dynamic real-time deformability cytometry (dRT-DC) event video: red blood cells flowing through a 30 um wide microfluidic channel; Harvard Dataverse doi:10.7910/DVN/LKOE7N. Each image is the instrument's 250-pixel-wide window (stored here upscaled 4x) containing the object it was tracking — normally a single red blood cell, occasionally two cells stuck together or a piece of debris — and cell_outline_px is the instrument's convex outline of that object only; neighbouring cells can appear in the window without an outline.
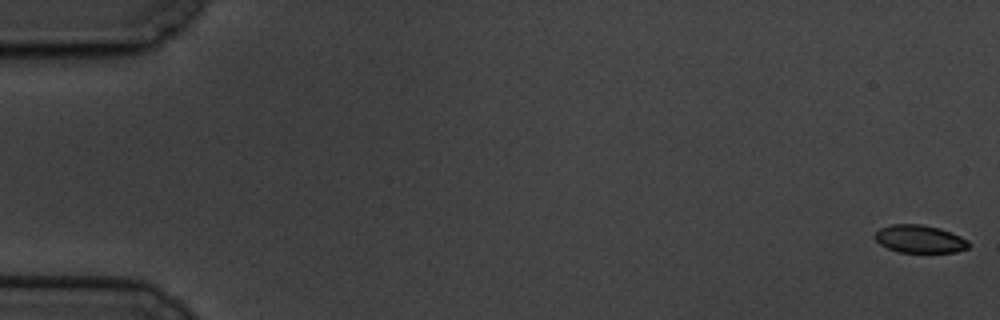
{"species": "common noctule bat (a hibernating species)", "species_latin": "Nyctalus noctula", "temperature_condition": "cold", "stored_images_in_passage": 16, "camera_frame_rate_fps": 3000, "um_per_image_px": 0.085, "animal": {"sex": "male", "body_mass_g": 19.5, "forearm_length_mm": 54.6}, "frame": {"image": 1, "passage_image": 1, "time_ms": 0.0, "image_size_px": [1000, 320], "cell_outline_px": [[968, 248], [956, 252], [900, 252], [888, 248], [880, 244], [876, 240], [876, 232], [880, 228], [892, 224], [920, 224], [940, 228], [960, 236], [968, 240]], "centroid_in_image_um": [78.18, 20.31], "position_along_channel_um": 6.8, "area_um2": 15.03}}
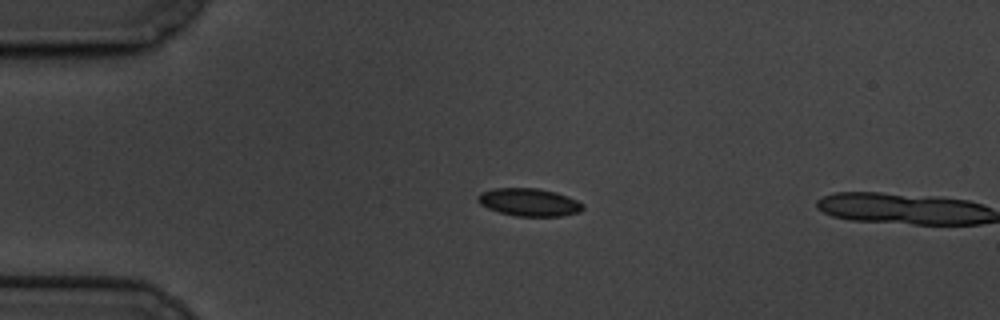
{"frame": {"image": 2, "passage_image": 15, "time_ms": 4.667, "image_size_px": [1000, 320], "cell_outline_px": [[584, 208], [580, 212], [560, 216], [516, 216], [500, 212], [488, 208], [480, 204], [476, 200], [476, 196], [480, 192], [492, 188], [536, 188], [556, 192], [568, 196], [584, 204]], "centroid_in_image_um": [44.95, 17.18], "position_along_channel_um": 40.0, "area_um2": 17.11}}